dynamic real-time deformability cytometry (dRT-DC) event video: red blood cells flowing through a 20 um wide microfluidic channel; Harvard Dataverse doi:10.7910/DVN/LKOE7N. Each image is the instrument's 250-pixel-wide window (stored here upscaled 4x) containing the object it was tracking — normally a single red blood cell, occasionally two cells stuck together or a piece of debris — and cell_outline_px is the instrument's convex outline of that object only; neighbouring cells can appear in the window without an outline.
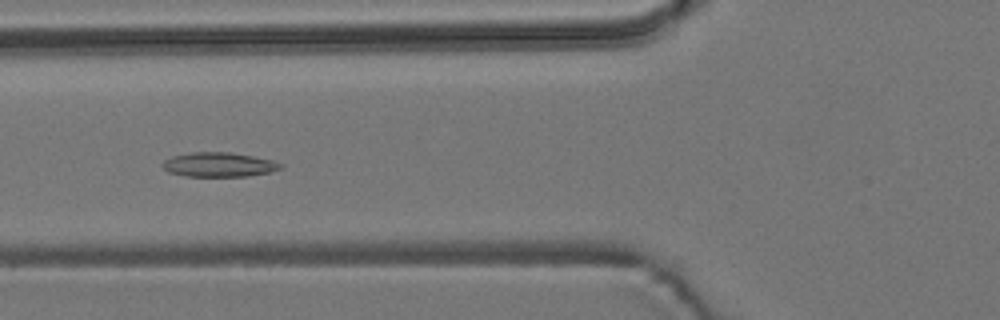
{"species": "common noctule bat (a hibernating species)", "species_latin": "Nyctalus noctula", "temperature_condition": "room temperature", "stored_images_in_passage": 9, "camera_frame_rate_fps": 3000, "um_per_image_px": 0.085, "animal": {"sex": "male", "body_mass_g": 19.2, "forearm_length_mm": 51.8}, "frame": {"image": 1, "passage_image": 4, "time_ms": 4.333, "image_size_px": [1000, 320], "cell_outline_px": [[284, 164], [280, 168], [268, 172], [248, 176], [184, 176], [168, 172], [160, 164], [164, 160], [172, 156], [192, 152], [228, 152], [252, 156], [272, 160]], "centroid_in_image_um": [18.56, 13.99], "position_along_channel_um": 107.2, "area_um2": 16.7}}
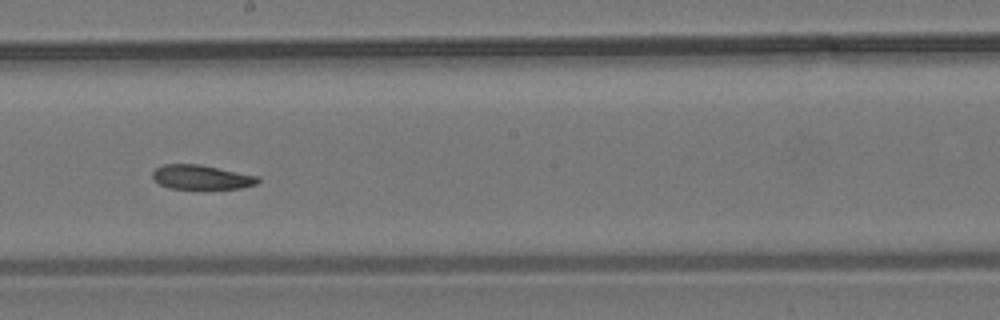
{"frame": {"image": 2, "passage_image": 7, "time_ms": 7.667, "image_size_px": [1000, 320], "cell_outline_px": [[260, 180], [256, 184], [240, 188], [168, 188], [160, 184], [152, 176], [152, 172], [156, 168], [164, 164], [200, 164], [260, 176]], "centroid_in_image_um": [17.14, 15.04], "position_along_channel_um": 231.1, "area_um2": 14.85}}
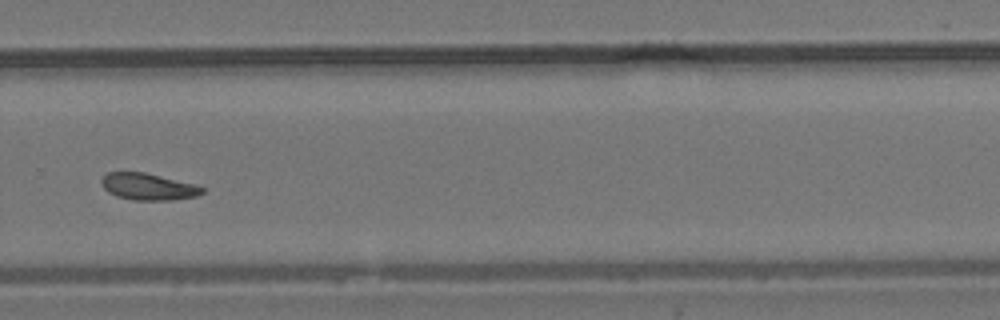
{"frame": {"image": 3, "passage_image": 9, "time_ms": 10.0, "image_size_px": [1000, 320], "cell_outline_px": [[204, 192], [196, 196], [172, 200], [132, 200], [116, 196], [108, 192], [104, 188], [100, 180], [108, 172], [144, 172], [196, 184], [204, 188]], "centroid_in_image_um": [12.6, 15.87], "position_along_channel_um": 317.2, "area_um2": 15.72}}